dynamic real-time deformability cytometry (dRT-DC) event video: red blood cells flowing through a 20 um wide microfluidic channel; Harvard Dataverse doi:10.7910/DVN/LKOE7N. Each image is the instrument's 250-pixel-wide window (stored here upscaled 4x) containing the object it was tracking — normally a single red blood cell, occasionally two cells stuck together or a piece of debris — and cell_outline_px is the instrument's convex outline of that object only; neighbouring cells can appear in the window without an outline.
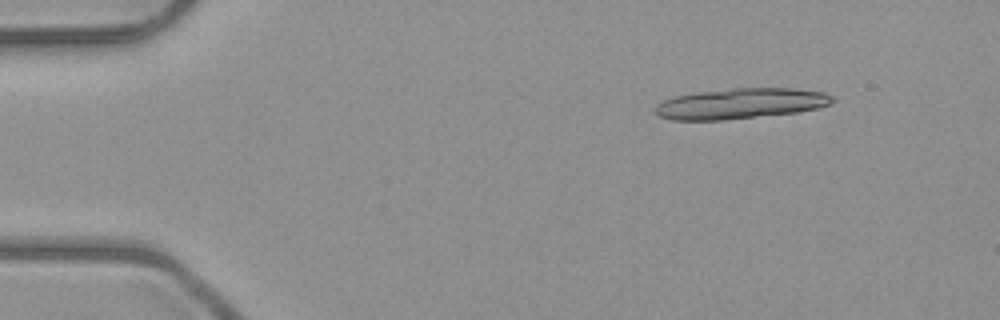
{"species": "common noctule bat (a hibernating species)", "species_latin": "Nyctalus noctula", "temperature_condition": "room temperature", "stored_images_in_passage": 4, "segment_of_instrument_passage": [2, 2], "camera_frame_rate_fps": 3000, "um_per_image_px": 0.085, "animal": {"sex": "male", "body_mass_g": 23.1, "forearm_length_mm": 52.7}, "frame": {"image": 1, "passage_image": 4, "time_ms": 3.333, "image_size_px": [1000, 320], "cell_outline_px": [[836, 100], [832, 104], [816, 108], [796, 112], [724, 120], [672, 120], [660, 116], [656, 112], [656, 104], [672, 96], [696, 92], [736, 88], [792, 88], [824, 92], [832, 96]], "centroid_in_image_um": [62.96, 8.8], "position_along_channel_um": 22.0, "area_um2": 31.5}}